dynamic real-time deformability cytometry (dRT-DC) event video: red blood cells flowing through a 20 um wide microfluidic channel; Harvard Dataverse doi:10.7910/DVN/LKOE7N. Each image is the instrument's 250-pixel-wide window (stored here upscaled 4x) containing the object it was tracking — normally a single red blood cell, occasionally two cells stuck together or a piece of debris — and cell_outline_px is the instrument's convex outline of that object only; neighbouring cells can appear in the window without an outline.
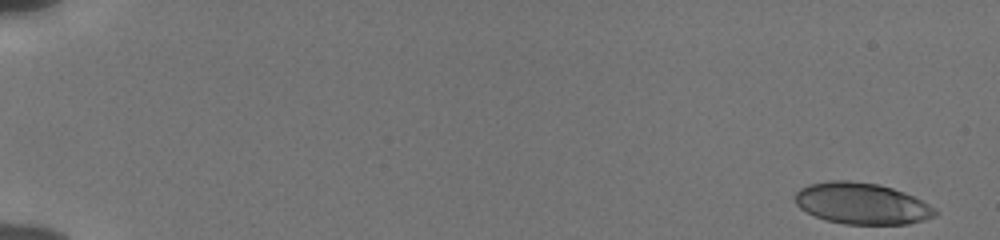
{"species": "human", "species_latin": "Homo sapiens", "temperature_condition": "cold", "stored_images_in_passage": 54, "camera_frame_rate_fps": 3000, "um_per_image_px": 0.085, "donor": {"sex": "male"}, "frame": {"image": 1, "passage_image": 1, "time_ms": 0.0, "image_size_px": [1000, 240], "cell_outline_px": [[936, 216], [924, 220], [908, 224], [844, 224], [824, 220], [800, 208], [796, 204], [792, 196], [800, 188], [808, 184], [828, 180], [848, 180], [880, 184], [904, 192], [928, 204], [936, 212]], "centroid_in_image_um": [73.19, 17.29], "position_along_channel_um": 11.8, "area_um2": 33.87}}
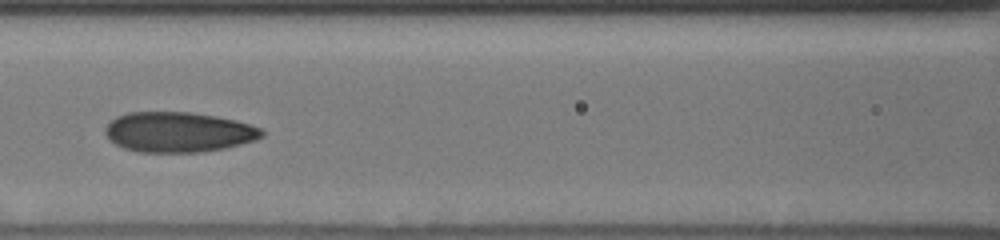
{"frame": {"image": 2, "passage_image": 26, "time_ms": 8.333, "image_size_px": [1000, 240], "cell_outline_px": [[264, 136], [256, 140], [224, 148], [200, 152], [140, 152], [124, 148], [116, 144], [104, 132], [104, 128], [116, 116], [128, 112], [188, 112], [216, 116], [236, 120], [260, 128], [264, 132]], "centroid_in_image_um": [15.17, 11.22], "position_along_channel_um": 151.4, "area_um2": 36.53}}
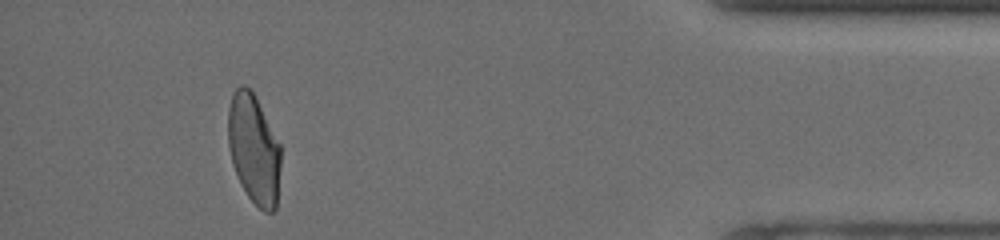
{"frame": {"image": 3, "passage_image": 50, "time_ms": 16.333, "image_size_px": [1000, 240], "cell_outline_px": [[280, 168], [276, 208], [272, 212], [264, 212], [248, 196], [240, 184], [232, 164], [228, 144], [228, 108], [232, 92], [240, 84], [244, 84], [256, 96], [280, 144]], "centroid_in_image_um": [21.56, 12.65], "position_along_channel_um": 413.6, "area_um2": 33.81}, "authors_computed_cell_mechanics": {"area_um2": 35.3158, "velocity_mm_per_s": 3.8481, "shape_relaxation_time_tau1_ms": 8.6603, "shape_relaxation_time_tau2_ms": 1.2292, "deformation_change_tau1": 0.2115, "deformation_change_tau2": 0.0748}}